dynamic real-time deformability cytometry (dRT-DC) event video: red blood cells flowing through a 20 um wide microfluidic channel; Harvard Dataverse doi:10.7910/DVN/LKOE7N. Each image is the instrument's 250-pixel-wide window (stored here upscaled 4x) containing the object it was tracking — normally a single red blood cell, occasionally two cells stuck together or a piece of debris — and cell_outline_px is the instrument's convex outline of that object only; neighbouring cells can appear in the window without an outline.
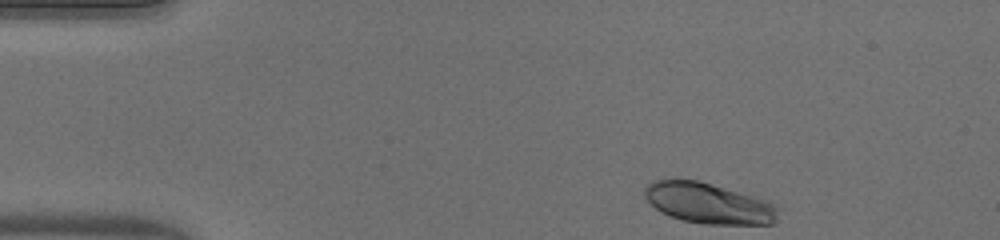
{"species": "human", "species_latin": "Homo sapiens", "temperature_condition": "warm", "stored_images_in_passage": 44, "camera_frame_rate_fps": 3000, "um_per_image_px": 0.085, "donor": {"sex": "male"}, "frame": {"image": 1, "passage_image": 1, "time_ms": 0.0, "image_size_px": [1000, 240], "cell_outline_px": [[776, 220], [772, 224], [704, 224], [680, 220], [660, 212], [644, 196], [644, 188], [648, 184], [656, 180], [700, 180], [764, 200], [772, 204], [776, 208]], "centroid_in_image_um": [60.17, 17.28], "position_along_channel_um": 24.8, "area_um2": 31.15}}
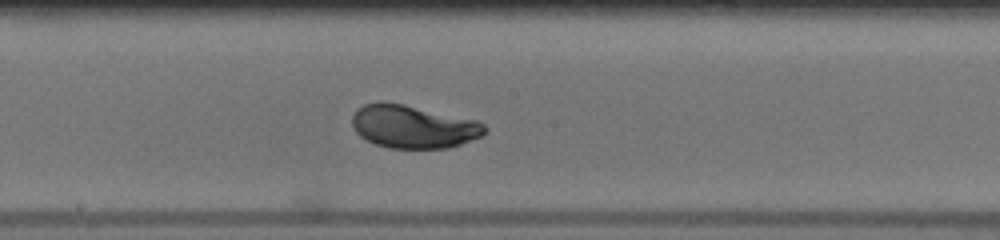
{"frame": {"image": 2, "passage_image": 21, "time_ms": 6.667, "image_size_px": [1000, 240], "cell_outline_px": [[488, 128], [480, 136], [460, 144], [448, 148], [388, 148], [376, 144], [360, 136], [356, 132], [352, 124], [352, 116], [356, 108], [364, 104], [380, 100], [404, 104], [476, 120], [484, 124]], "centroid_in_image_um": [35.08, 10.74], "position_along_channel_um": 213.1, "area_um2": 33.29}}
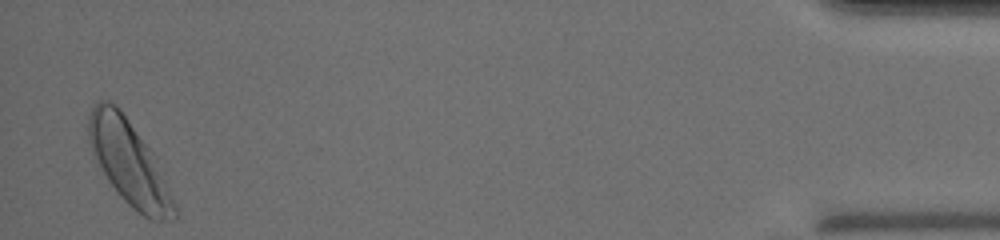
{"frame": {"image": 3, "passage_image": 43, "time_ms": 14.0, "image_size_px": [1000, 240], "cell_outline_px": [[176, 216], [168, 220], [148, 220], [132, 208], [120, 196], [108, 180], [92, 152], [88, 140], [88, 116], [92, 108], [100, 100], [108, 100], [116, 104], [120, 108], [148, 148], [176, 208]], "centroid_in_image_um": [10.89, 13.81], "position_along_channel_um": 424.3, "area_um2": 40.46}, "authors_computed_cell_mechanics": {"area_um2": 33.1772, "velocity_mm_per_s": 4.0279, "shape_relaxation_time_tau1_ms": 2.7453, "shape_relaxation_time_tau2_ms": null, "deformation_change_tau1": 0.1527, "deformation_change_tau2": null}}